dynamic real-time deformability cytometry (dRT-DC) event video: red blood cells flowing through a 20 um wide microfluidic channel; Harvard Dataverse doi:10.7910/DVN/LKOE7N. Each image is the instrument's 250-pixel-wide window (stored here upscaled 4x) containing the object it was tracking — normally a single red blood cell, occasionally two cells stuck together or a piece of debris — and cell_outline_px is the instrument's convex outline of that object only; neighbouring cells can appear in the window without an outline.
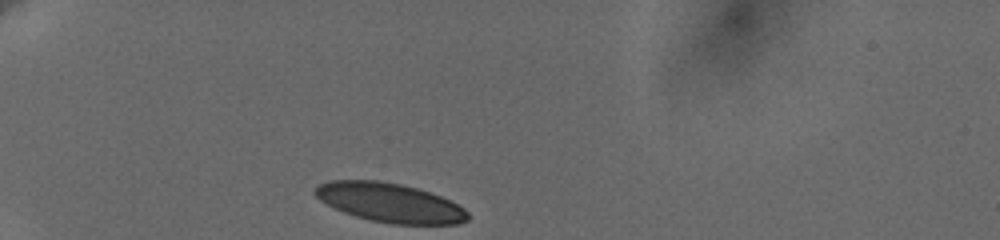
{"species": "human", "species_latin": "Homo sapiens", "temperature_condition": "cold", "stored_images_in_passage": 47, "camera_frame_rate_fps": 3000, "um_per_image_px": 0.085, "donor": {"sex": "female"}, "frame": {"image": 1, "passage_image": 1, "time_ms": 0.0, "image_size_px": [1000, 240], "cell_outline_px": [[468, 220], [460, 224], [392, 224], [372, 220], [356, 216], [344, 212], [320, 200], [312, 192], [312, 188], [328, 180], [380, 180], [400, 184], [416, 188], [440, 196], [464, 208], [468, 212]], "centroid_in_image_um": [33.11, 17.22], "position_along_channel_um": 51.9, "area_um2": 34.68}}
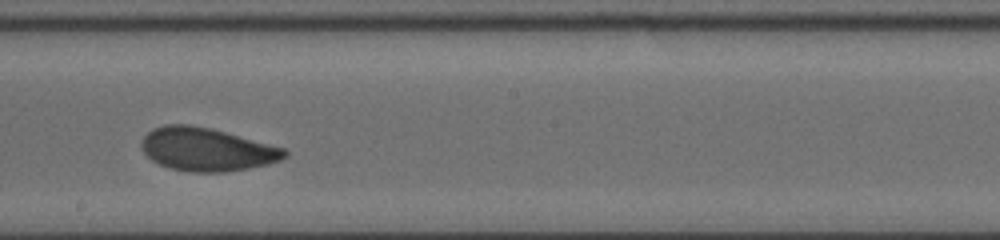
{"frame": {"image": 2, "passage_image": 25, "time_ms": 6.0, "image_size_px": [1000, 240], "cell_outline_px": [[288, 156], [280, 160], [268, 164], [248, 168], [224, 172], [188, 172], [168, 168], [152, 160], [140, 148], [140, 140], [152, 128], [164, 124], [192, 124], [212, 128], [284, 148], [288, 152]], "centroid_in_image_um": [17.54, 12.69], "position_along_channel_um": 230.7, "area_um2": 36.3}}
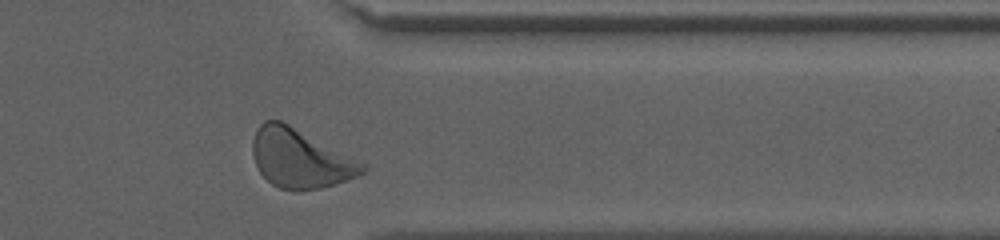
{"frame": {"image": 3, "passage_image": 43, "time_ms": 10.333, "image_size_px": [1000, 240], "cell_outline_px": [[368, 168], [360, 176], [348, 180], [320, 188], [280, 188], [272, 184], [260, 172], [256, 164], [252, 152], [252, 140], [256, 128], [264, 120], [280, 120], [368, 164]], "centroid_in_image_um": [25.54, 13.44], "position_along_channel_um": 385.9, "area_um2": 37.34}, "authors_computed_cell_mechanics": {"area_um2": 36.0094, "velocity_mm_per_s": 3.6158, "shape_relaxation_time_tau1_ms": 3.8578, "shape_relaxation_time_tau2_ms": 1.5015, "deformation_change_tau1": 0.133, "deformation_change_tau2": 0.0647}}